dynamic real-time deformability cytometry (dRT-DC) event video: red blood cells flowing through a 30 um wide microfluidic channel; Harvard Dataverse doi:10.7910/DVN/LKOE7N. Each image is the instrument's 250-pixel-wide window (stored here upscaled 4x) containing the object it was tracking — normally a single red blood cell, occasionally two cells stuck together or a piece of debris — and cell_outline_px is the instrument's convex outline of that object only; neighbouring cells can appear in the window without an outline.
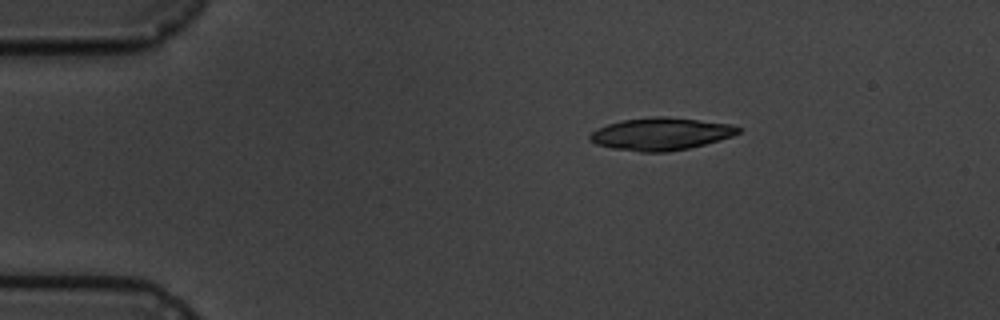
{"species": "common noctule bat (a hibernating species)", "species_latin": "Nyctalus noctula", "temperature_condition": "cold", "stored_images_in_passage": 3, "camera_frame_rate_fps": 3000, "um_per_image_px": 0.085, "animal": {"sex": "male", "body_mass_g": 19.5, "forearm_length_mm": 54.6}, "frame": {"image": 1, "passage_image": 1, "time_ms": 0.0, "image_size_px": [1000, 320], "cell_outline_px": [[740, 132], [732, 136], [704, 144], [688, 148], [668, 152], [640, 152], [612, 148], [596, 144], [588, 140], [588, 136], [596, 128], [608, 124], [624, 120], [652, 116], [664, 116], [732, 124], [740, 128]], "centroid_in_image_um": [56.14, 11.38], "position_along_channel_um": 28.9, "area_um2": 27.98}}